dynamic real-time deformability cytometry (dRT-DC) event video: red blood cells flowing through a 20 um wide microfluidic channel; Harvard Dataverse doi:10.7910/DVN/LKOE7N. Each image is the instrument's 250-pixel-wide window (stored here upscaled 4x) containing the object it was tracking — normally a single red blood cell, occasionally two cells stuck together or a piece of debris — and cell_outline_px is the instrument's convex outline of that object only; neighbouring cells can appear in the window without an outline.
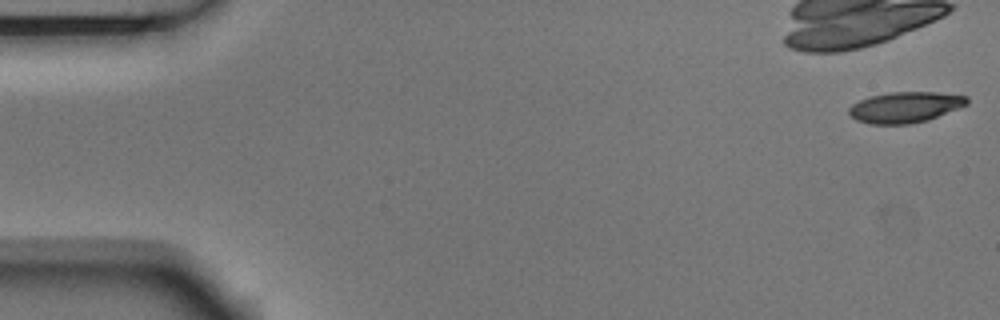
{"species": "Egyptian fruit bat (a non-hibernating species)", "species_latin": "Rousettus aegyptiacus", "temperature_condition": "room temperature", "stored_images_in_passage": 5, "camera_frame_rate_fps": 3000, "um_per_image_px": 0.085, "animal": {"sex": "male"}, "frame": {"image": 1, "passage_image": 1, "time_ms": 0.0, "image_size_px": [1000, 320], "cell_outline_px": [[968, 104], [928, 120], [908, 124], [872, 124], [856, 120], [848, 112], [848, 108], [852, 104], [860, 100], [872, 96], [892, 92], [936, 92], [968, 96]], "centroid_in_image_um": [76.94, 9.11], "position_along_channel_um": 8.1, "area_um2": 21.04}}